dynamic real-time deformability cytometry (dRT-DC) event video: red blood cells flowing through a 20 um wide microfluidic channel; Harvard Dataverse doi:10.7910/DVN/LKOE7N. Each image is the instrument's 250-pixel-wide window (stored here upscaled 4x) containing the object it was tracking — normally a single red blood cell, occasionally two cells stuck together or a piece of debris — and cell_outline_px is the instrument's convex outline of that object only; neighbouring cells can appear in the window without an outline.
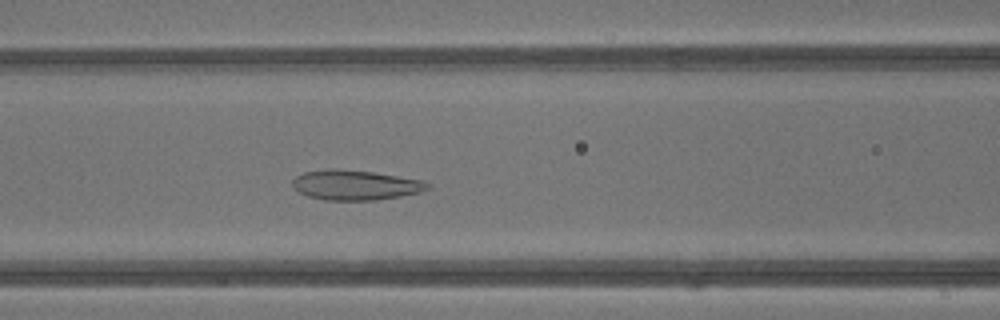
{"species": "common noctule bat (a hibernating species)", "species_latin": "Nyctalus noctula", "temperature_condition": "warm", "stored_images_in_passage": 30, "camera_frame_rate_fps": 3000, "um_per_image_px": 0.085, "animal": {"sex": "male", "body_mass_g": 13.3}, "frame": {"image": 1, "passage_image": 6, "time_ms": 1.667, "image_size_px": [1000, 320], "cell_outline_px": [[432, 188], [420, 192], [400, 196], [376, 200], [324, 200], [308, 196], [292, 188], [292, 180], [296, 176], [304, 172], [324, 168], [336, 168], [372, 172], [424, 180], [432, 184]], "centroid_in_image_um": [30.21, 15.72], "position_along_channel_um": 136.4, "area_um2": 23.87}}
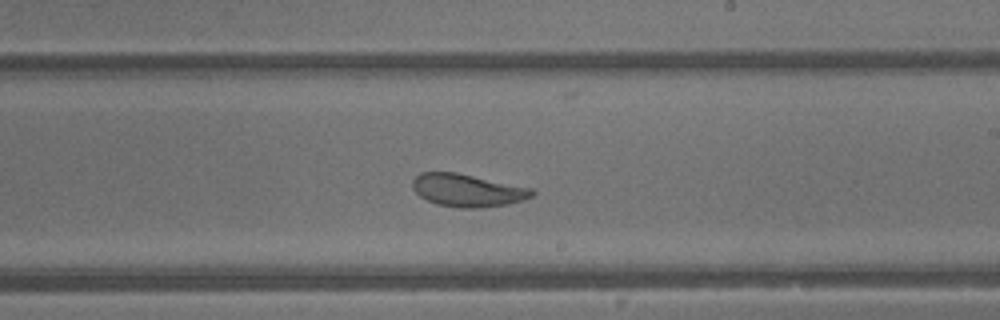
{"frame": {"image": 2, "passage_image": 13, "time_ms": 4.0, "image_size_px": [1000, 320], "cell_outline_px": [[536, 192], [532, 196], [524, 200], [508, 204], [480, 208], [460, 208], [436, 204], [420, 196], [412, 188], [412, 180], [420, 172], [456, 172], [532, 188]], "centroid_in_image_um": [39.74, 16.18], "position_along_channel_um": 249.3, "area_um2": 22.83}}
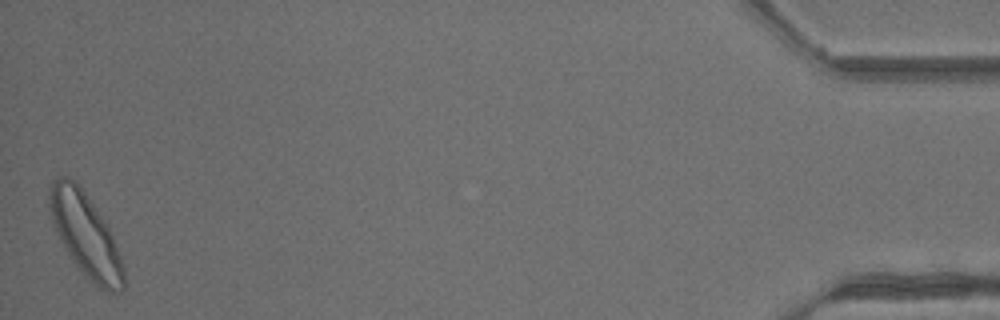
{"frame": {"image": 3, "passage_image": 30, "time_ms": 9.667, "image_size_px": [1000, 320], "cell_outline_px": [[124, 288], [120, 292], [108, 292], [100, 288], [84, 276], [76, 268], [60, 240], [56, 232], [48, 208], [48, 188], [52, 180], [56, 176], [68, 176], [76, 180], [80, 184], [108, 224], [120, 256], [124, 268]], "centroid_in_image_um": [7.24, 19.92], "position_along_channel_um": 428.0, "area_um2": 36.76}, "authors_computed_cell_mechanics": {"area_um2": 24.8251, "velocity_mm_per_s": 4.8422, "shape_relaxation_time_tau1_ms": 8.7972, "shape_relaxation_time_tau2_ms": 1.1984, "deformation_change_tau1": 0.1758, "deformation_change_tau2": 0.0767}}